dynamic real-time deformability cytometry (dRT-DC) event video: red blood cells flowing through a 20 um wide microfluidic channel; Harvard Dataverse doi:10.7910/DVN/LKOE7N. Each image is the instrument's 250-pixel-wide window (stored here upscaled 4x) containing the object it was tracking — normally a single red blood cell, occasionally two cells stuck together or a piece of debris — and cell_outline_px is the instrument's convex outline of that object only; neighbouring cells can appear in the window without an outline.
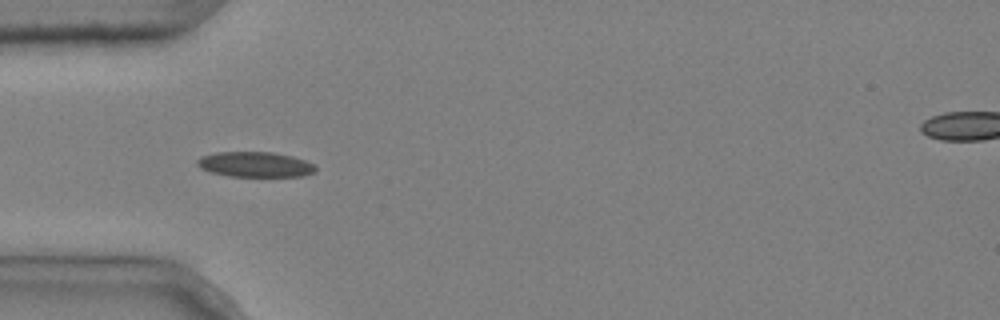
{"species": "common noctule bat (a hibernating species)", "species_latin": "Nyctalus noctula", "temperature_condition": "cold", "stored_images_in_passage": 2, "camera_frame_rate_fps": 3000, "um_per_image_px": 0.085, "animal": {"sex": "male", "body_mass_g": 20.4}, "frame": {"image": 1, "passage_image": 1, "time_ms": 0.0, "image_size_px": [1000, 320], "cell_outline_px": [[316, 172], [304, 176], [228, 176], [212, 172], [200, 168], [196, 164], [196, 160], [200, 156], [216, 152], [272, 152], [292, 156], [304, 160], [312, 164], [316, 168]], "centroid_in_image_um": [21.66, 13.97], "position_along_channel_um": 63.3, "area_um2": 17.4}}